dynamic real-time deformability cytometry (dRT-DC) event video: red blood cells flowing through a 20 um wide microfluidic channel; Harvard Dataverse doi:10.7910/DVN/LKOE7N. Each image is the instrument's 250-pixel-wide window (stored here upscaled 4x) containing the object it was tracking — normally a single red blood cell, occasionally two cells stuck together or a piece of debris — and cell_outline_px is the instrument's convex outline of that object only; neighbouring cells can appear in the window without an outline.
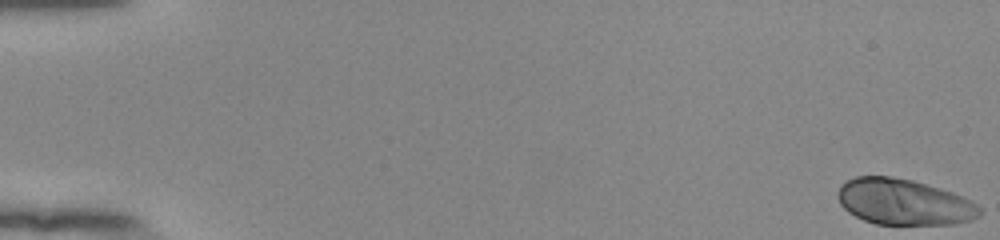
{"species": "human", "species_latin": "Homo sapiens", "temperature_condition": "room temperature", "stored_images_in_passage": 54, "camera_frame_rate_fps": 3000, "um_per_image_px": 0.085, "donor": {"sex": "female"}, "frame": {"image": 1, "passage_image": 1, "time_ms": 0.0, "image_size_px": [1000, 240], "cell_outline_px": [[984, 212], [980, 216], [972, 220], [956, 224], [876, 224], [864, 220], [848, 212], [840, 204], [836, 192], [840, 184], [856, 176], [892, 176], [912, 180], [952, 192], [976, 204]], "centroid_in_image_um": [76.81, 17.17], "position_along_channel_um": 8.2, "area_um2": 38.03}}
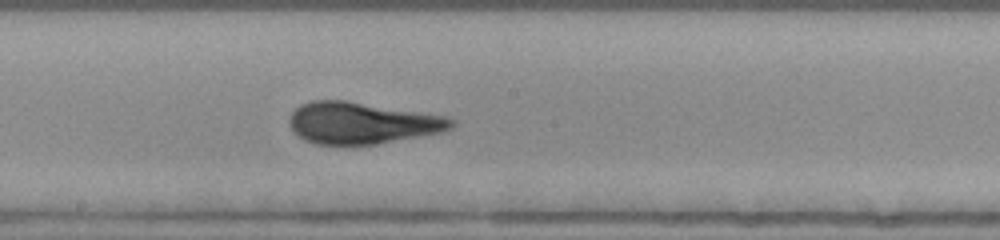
{"frame": {"image": 2, "passage_image": 31, "time_ms": 10.0, "image_size_px": [1000, 240], "cell_outline_px": [[456, 124], [452, 128], [444, 132], [376, 144], [316, 144], [304, 140], [292, 132], [288, 124], [288, 116], [300, 104], [312, 100], [344, 100], [448, 116], [456, 120]], "centroid_in_image_um": [30.76, 10.45], "position_along_channel_um": 217.4, "area_um2": 39.71}}
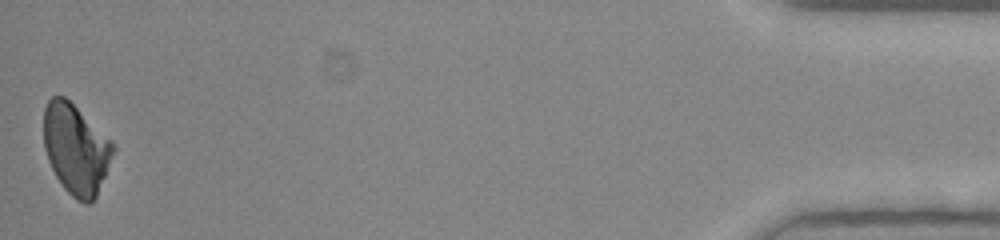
{"frame": {"image": 3, "passage_image": 54, "time_ms": 17.667, "image_size_px": [1000, 240], "cell_outline_px": [[116, 148], [96, 196], [88, 204], [84, 204], [76, 200], [64, 188], [56, 176], [48, 160], [44, 148], [44, 108], [48, 100], [52, 96], [64, 96], [112, 140], [116, 144]], "centroid_in_image_um": [6.45, 12.66], "position_along_channel_um": 428.7, "area_um2": 36.3}, "authors_computed_cell_mechanics": {"area_um2": 38.2636, "velocity_mm_per_s": 3.8673, "shape_relaxation_time_tau1_ms": 4.5705, "shape_relaxation_time_tau2_ms": null, "deformation_change_tau1": 0.1687, "deformation_change_tau2": null}}